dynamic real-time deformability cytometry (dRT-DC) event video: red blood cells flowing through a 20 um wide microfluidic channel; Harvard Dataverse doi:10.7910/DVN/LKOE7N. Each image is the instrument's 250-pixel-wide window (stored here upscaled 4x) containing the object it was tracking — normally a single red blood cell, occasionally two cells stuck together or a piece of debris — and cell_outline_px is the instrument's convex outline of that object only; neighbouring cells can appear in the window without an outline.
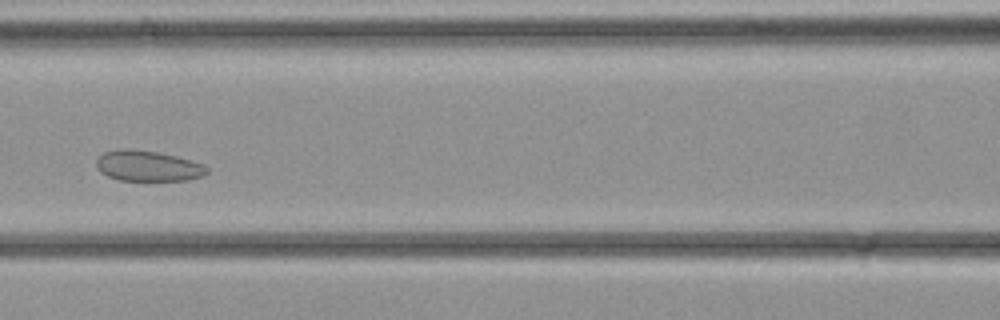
{"species": "common noctule bat (a hibernating species)", "species_latin": "Nyctalus noctula", "temperature_condition": "cold", "stored_images_in_passage": 33, "camera_frame_rate_fps": 3000, "um_per_image_px": 0.085, "animal": {"sex": "female", "body_mass_g": 21.9}, "frame": {"image": 1, "passage_image": 13, "time_ms": 4.0, "image_size_px": [1000, 320], "cell_outline_px": [[208, 172], [204, 176], [188, 180], [120, 180], [108, 176], [100, 172], [96, 168], [96, 160], [104, 152], [120, 148], [128, 148], [160, 152], [192, 160], [204, 164], [208, 168]], "centroid_in_image_um": [12.58, 14.09], "position_along_channel_um": 154.0, "area_um2": 19.94}}
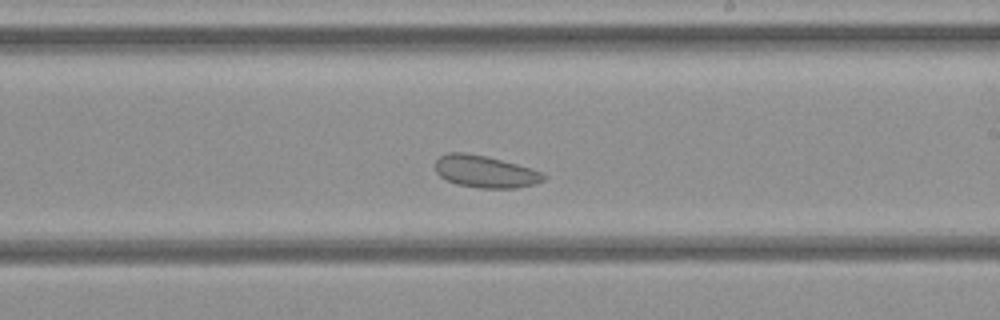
{"frame": {"image": 2, "passage_image": 18, "time_ms": 5.667, "image_size_px": [1000, 320], "cell_outline_px": [[548, 176], [544, 180], [536, 184], [516, 188], [480, 188], [456, 184], [440, 176], [436, 172], [436, 160], [440, 156], [448, 152], [464, 152], [488, 156], [532, 168], [544, 172]], "centroid_in_image_um": [41.29, 14.58], "position_along_channel_um": 247.7, "area_um2": 20.52}}
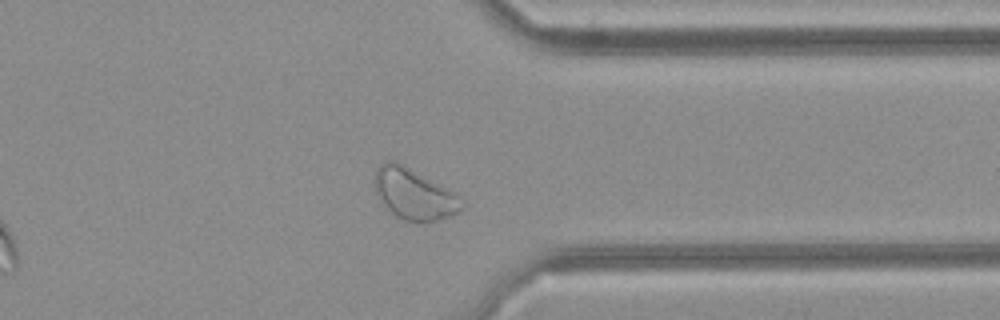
{"frame": {"image": 3, "passage_image": 25, "time_ms": 8.0, "image_size_px": [1000, 320], "cell_outline_px": [[464, 208], [448, 216], [436, 220], [404, 220], [396, 216], [380, 200], [376, 192], [376, 168], [384, 160], [396, 160], [460, 196], [464, 200]], "centroid_in_image_um": [35.19, 16.46], "position_along_channel_um": 376.2, "area_um2": 25.2}}